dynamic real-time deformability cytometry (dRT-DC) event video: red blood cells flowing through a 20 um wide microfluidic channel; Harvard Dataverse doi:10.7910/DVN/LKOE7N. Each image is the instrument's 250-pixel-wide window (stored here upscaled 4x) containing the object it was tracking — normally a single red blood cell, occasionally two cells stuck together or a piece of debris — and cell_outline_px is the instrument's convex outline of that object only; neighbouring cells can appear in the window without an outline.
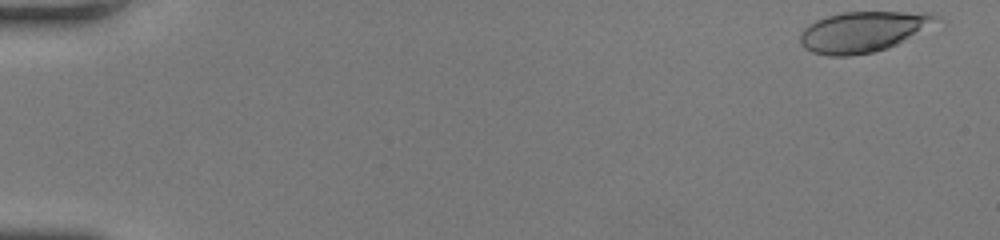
{"species": "human", "species_latin": "Homo sapiens", "temperature_condition": "room temperature", "stored_images_in_passage": 46, "camera_frame_rate_fps": 3000, "um_per_image_px": 0.085, "donor": {"sex": "female"}, "frame": {"image": 1, "passage_image": 1, "time_ms": 0.0, "image_size_px": [1000, 240], "cell_outline_px": [[940, 16], [896, 44], [888, 48], [872, 52], [848, 56], [828, 56], [812, 52], [804, 48], [800, 44], [800, 32], [808, 24], [816, 20], [840, 12], [928, 12]], "centroid_in_image_um": [73.2, 2.7], "position_along_channel_um": 11.8, "area_um2": 31.39}}
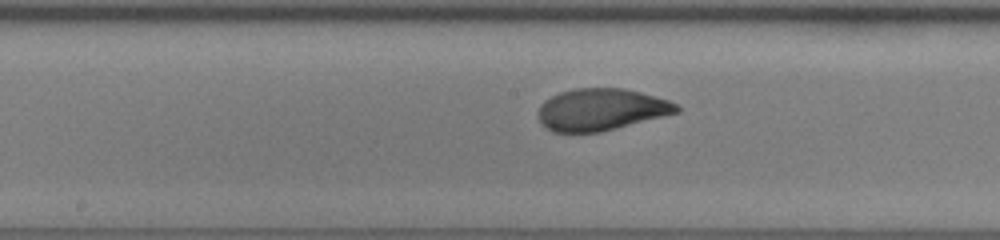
{"frame": {"image": 2, "passage_image": 27, "time_ms": 8.667, "image_size_px": [1000, 240], "cell_outline_px": [[680, 112], [600, 132], [552, 132], [540, 124], [536, 112], [540, 104], [544, 100], [560, 92], [576, 88], [624, 88], [640, 92], [668, 100], [676, 104], [680, 108]], "centroid_in_image_um": [51.04, 9.31], "position_along_channel_um": 197.2, "area_um2": 33.93}}
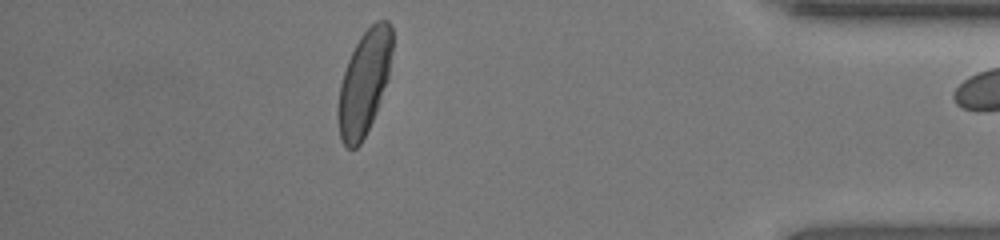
{"frame": {"image": 3, "passage_image": 45, "time_ms": 14.667, "image_size_px": [1000, 240], "cell_outline_px": [[392, 52], [388, 80], [376, 112], [360, 144], [356, 148], [348, 148], [340, 140], [336, 116], [336, 112], [340, 84], [348, 60], [360, 36], [376, 20], [388, 20], [392, 24]], "centroid_in_image_um": [30.95, 7.03], "position_along_channel_um": 404.2, "area_um2": 33.06}}